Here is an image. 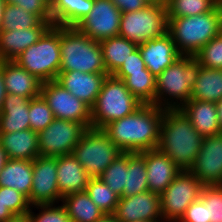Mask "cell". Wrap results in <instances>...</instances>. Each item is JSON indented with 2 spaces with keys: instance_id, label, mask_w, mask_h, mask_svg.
I'll list each match as a JSON object with an SVG mask.
<instances>
[{
  "instance_id": "17",
  "label": "cell",
  "mask_w": 222,
  "mask_h": 222,
  "mask_svg": "<svg viewBox=\"0 0 222 222\" xmlns=\"http://www.w3.org/2000/svg\"><path fill=\"white\" fill-rule=\"evenodd\" d=\"M107 75V73H84L77 70L60 71L56 81L92 108Z\"/></svg>"
},
{
  "instance_id": "34",
  "label": "cell",
  "mask_w": 222,
  "mask_h": 222,
  "mask_svg": "<svg viewBox=\"0 0 222 222\" xmlns=\"http://www.w3.org/2000/svg\"><path fill=\"white\" fill-rule=\"evenodd\" d=\"M219 0H167V18L189 17L212 11Z\"/></svg>"
},
{
  "instance_id": "8",
  "label": "cell",
  "mask_w": 222,
  "mask_h": 222,
  "mask_svg": "<svg viewBox=\"0 0 222 222\" xmlns=\"http://www.w3.org/2000/svg\"><path fill=\"white\" fill-rule=\"evenodd\" d=\"M122 153L102 129L91 127L84 132L72 154L91 178H99Z\"/></svg>"
},
{
  "instance_id": "54",
  "label": "cell",
  "mask_w": 222,
  "mask_h": 222,
  "mask_svg": "<svg viewBox=\"0 0 222 222\" xmlns=\"http://www.w3.org/2000/svg\"><path fill=\"white\" fill-rule=\"evenodd\" d=\"M135 222H163V221H135Z\"/></svg>"
},
{
  "instance_id": "2",
  "label": "cell",
  "mask_w": 222,
  "mask_h": 222,
  "mask_svg": "<svg viewBox=\"0 0 222 222\" xmlns=\"http://www.w3.org/2000/svg\"><path fill=\"white\" fill-rule=\"evenodd\" d=\"M203 137L180 109H165L158 149L181 171H189L201 150Z\"/></svg>"
},
{
  "instance_id": "26",
  "label": "cell",
  "mask_w": 222,
  "mask_h": 222,
  "mask_svg": "<svg viewBox=\"0 0 222 222\" xmlns=\"http://www.w3.org/2000/svg\"><path fill=\"white\" fill-rule=\"evenodd\" d=\"M33 160L8 159L0 173V186L14 188L24 194L30 203Z\"/></svg>"
},
{
  "instance_id": "23",
  "label": "cell",
  "mask_w": 222,
  "mask_h": 222,
  "mask_svg": "<svg viewBox=\"0 0 222 222\" xmlns=\"http://www.w3.org/2000/svg\"><path fill=\"white\" fill-rule=\"evenodd\" d=\"M3 76L7 93L32 99L41 95V82L15 61H3Z\"/></svg>"
},
{
  "instance_id": "46",
  "label": "cell",
  "mask_w": 222,
  "mask_h": 222,
  "mask_svg": "<svg viewBox=\"0 0 222 222\" xmlns=\"http://www.w3.org/2000/svg\"><path fill=\"white\" fill-rule=\"evenodd\" d=\"M7 90L3 76V61H0V113L2 111L3 102L6 98Z\"/></svg>"
},
{
  "instance_id": "10",
  "label": "cell",
  "mask_w": 222,
  "mask_h": 222,
  "mask_svg": "<svg viewBox=\"0 0 222 222\" xmlns=\"http://www.w3.org/2000/svg\"><path fill=\"white\" fill-rule=\"evenodd\" d=\"M203 187L190 171H181L160 194L163 222H179L187 207L200 198Z\"/></svg>"
},
{
  "instance_id": "42",
  "label": "cell",
  "mask_w": 222,
  "mask_h": 222,
  "mask_svg": "<svg viewBox=\"0 0 222 222\" xmlns=\"http://www.w3.org/2000/svg\"><path fill=\"white\" fill-rule=\"evenodd\" d=\"M5 4L22 7L25 11L37 15L42 21H52L47 0H5Z\"/></svg>"
},
{
  "instance_id": "9",
  "label": "cell",
  "mask_w": 222,
  "mask_h": 222,
  "mask_svg": "<svg viewBox=\"0 0 222 222\" xmlns=\"http://www.w3.org/2000/svg\"><path fill=\"white\" fill-rule=\"evenodd\" d=\"M167 31L166 5H146L143 9L121 14L119 36L137 45L162 37Z\"/></svg>"
},
{
  "instance_id": "13",
  "label": "cell",
  "mask_w": 222,
  "mask_h": 222,
  "mask_svg": "<svg viewBox=\"0 0 222 222\" xmlns=\"http://www.w3.org/2000/svg\"><path fill=\"white\" fill-rule=\"evenodd\" d=\"M121 14L111 0H94L90 13L75 28L92 40L101 42L119 35Z\"/></svg>"
},
{
  "instance_id": "27",
  "label": "cell",
  "mask_w": 222,
  "mask_h": 222,
  "mask_svg": "<svg viewBox=\"0 0 222 222\" xmlns=\"http://www.w3.org/2000/svg\"><path fill=\"white\" fill-rule=\"evenodd\" d=\"M94 6V0H54L50 4L52 24L75 27Z\"/></svg>"
},
{
  "instance_id": "37",
  "label": "cell",
  "mask_w": 222,
  "mask_h": 222,
  "mask_svg": "<svg viewBox=\"0 0 222 222\" xmlns=\"http://www.w3.org/2000/svg\"><path fill=\"white\" fill-rule=\"evenodd\" d=\"M28 116L30 129L37 133L44 130L55 119L52 110L42 95L30 99Z\"/></svg>"
},
{
  "instance_id": "19",
  "label": "cell",
  "mask_w": 222,
  "mask_h": 222,
  "mask_svg": "<svg viewBox=\"0 0 222 222\" xmlns=\"http://www.w3.org/2000/svg\"><path fill=\"white\" fill-rule=\"evenodd\" d=\"M140 153L145 157L149 190L160 195L181 170L159 149L145 150Z\"/></svg>"
},
{
  "instance_id": "48",
  "label": "cell",
  "mask_w": 222,
  "mask_h": 222,
  "mask_svg": "<svg viewBox=\"0 0 222 222\" xmlns=\"http://www.w3.org/2000/svg\"><path fill=\"white\" fill-rule=\"evenodd\" d=\"M7 160H8L7 154L4 148L0 145V173L3 167L5 166V163L7 162Z\"/></svg>"
},
{
  "instance_id": "11",
  "label": "cell",
  "mask_w": 222,
  "mask_h": 222,
  "mask_svg": "<svg viewBox=\"0 0 222 222\" xmlns=\"http://www.w3.org/2000/svg\"><path fill=\"white\" fill-rule=\"evenodd\" d=\"M87 129L84 124L55 118L38 133L40 156L59 157L72 154Z\"/></svg>"
},
{
  "instance_id": "40",
  "label": "cell",
  "mask_w": 222,
  "mask_h": 222,
  "mask_svg": "<svg viewBox=\"0 0 222 222\" xmlns=\"http://www.w3.org/2000/svg\"><path fill=\"white\" fill-rule=\"evenodd\" d=\"M31 207L27 213L30 222H72L62 204L61 206L59 205L57 207L56 204H36L34 206L32 205ZM33 207H37V210L41 209L39 210L41 212L35 215L31 210Z\"/></svg>"
},
{
  "instance_id": "25",
  "label": "cell",
  "mask_w": 222,
  "mask_h": 222,
  "mask_svg": "<svg viewBox=\"0 0 222 222\" xmlns=\"http://www.w3.org/2000/svg\"><path fill=\"white\" fill-rule=\"evenodd\" d=\"M0 145L4 148L8 159L34 160L40 155L38 133L30 128L0 133Z\"/></svg>"
},
{
  "instance_id": "16",
  "label": "cell",
  "mask_w": 222,
  "mask_h": 222,
  "mask_svg": "<svg viewBox=\"0 0 222 222\" xmlns=\"http://www.w3.org/2000/svg\"><path fill=\"white\" fill-rule=\"evenodd\" d=\"M113 215L119 222L162 221L160 195L148 190L120 197Z\"/></svg>"
},
{
  "instance_id": "18",
  "label": "cell",
  "mask_w": 222,
  "mask_h": 222,
  "mask_svg": "<svg viewBox=\"0 0 222 222\" xmlns=\"http://www.w3.org/2000/svg\"><path fill=\"white\" fill-rule=\"evenodd\" d=\"M138 47L146 68L155 77L182 56L168 32L162 37L143 42Z\"/></svg>"
},
{
  "instance_id": "49",
  "label": "cell",
  "mask_w": 222,
  "mask_h": 222,
  "mask_svg": "<svg viewBox=\"0 0 222 222\" xmlns=\"http://www.w3.org/2000/svg\"><path fill=\"white\" fill-rule=\"evenodd\" d=\"M216 107H217V114H218V119H219V126H220L221 131H222V99H220L216 103Z\"/></svg>"
},
{
  "instance_id": "7",
  "label": "cell",
  "mask_w": 222,
  "mask_h": 222,
  "mask_svg": "<svg viewBox=\"0 0 222 222\" xmlns=\"http://www.w3.org/2000/svg\"><path fill=\"white\" fill-rule=\"evenodd\" d=\"M14 61L43 83L56 80L61 64L60 26L51 25Z\"/></svg>"
},
{
  "instance_id": "5",
  "label": "cell",
  "mask_w": 222,
  "mask_h": 222,
  "mask_svg": "<svg viewBox=\"0 0 222 222\" xmlns=\"http://www.w3.org/2000/svg\"><path fill=\"white\" fill-rule=\"evenodd\" d=\"M60 71L106 73L99 42L75 27L60 26Z\"/></svg>"
},
{
  "instance_id": "44",
  "label": "cell",
  "mask_w": 222,
  "mask_h": 222,
  "mask_svg": "<svg viewBox=\"0 0 222 222\" xmlns=\"http://www.w3.org/2000/svg\"><path fill=\"white\" fill-rule=\"evenodd\" d=\"M145 68L146 65L138 47L115 73H137Z\"/></svg>"
},
{
  "instance_id": "51",
  "label": "cell",
  "mask_w": 222,
  "mask_h": 222,
  "mask_svg": "<svg viewBox=\"0 0 222 222\" xmlns=\"http://www.w3.org/2000/svg\"><path fill=\"white\" fill-rule=\"evenodd\" d=\"M96 222H119L113 214H105Z\"/></svg>"
},
{
  "instance_id": "53",
  "label": "cell",
  "mask_w": 222,
  "mask_h": 222,
  "mask_svg": "<svg viewBox=\"0 0 222 222\" xmlns=\"http://www.w3.org/2000/svg\"><path fill=\"white\" fill-rule=\"evenodd\" d=\"M4 6H5V0H0V27H1Z\"/></svg>"
},
{
  "instance_id": "29",
  "label": "cell",
  "mask_w": 222,
  "mask_h": 222,
  "mask_svg": "<svg viewBox=\"0 0 222 222\" xmlns=\"http://www.w3.org/2000/svg\"><path fill=\"white\" fill-rule=\"evenodd\" d=\"M99 44L108 75H113L122 66V63L130 57V54L138 48L136 43L130 42L119 35L105 39Z\"/></svg>"
},
{
  "instance_id": "20",
  "label": "cell",
  "mask_w": 222,
  "mask_h": 222,
  "mask_svg": "<svg viewBox=\"0 0 222 222\" xmlns=\"http://www.w3.org/2000/svg\"><path fill=\"white\" fill-rule=\"evenodd\" d=\"M51 25L52 21H41L34 28L0 31V61H14L35 44Z\"/></svg>"
},
{
  "instance_id": "38",
  "label": "cell",
  "mask_w": 222,
  "mask_h": 222,
  "mask_svg": "<svg viewBox=\"0 0 222 222\" xmlns=\"http://www.w3.org/2000/svg\"><path fill=\"white\" fill-rule=\"evenodd\" d=\"M194 58L205 68L222 69V32L203 46Z\"/></svg>"
},
{
  "instance_id": "28",
  "label": "cell",
  "mask_w": 222,
  "mask_h": 222,
  "mask_svg": "<svg viewBox=\"0 0 222 222\" xmlns=\"http://www.w3.org/2000/svg\"><path fill=\"white\" fill-rule=\"evenodd\" d=\"M61 202L72 222H96L105 215L86 191L68 194Z\"/></svg>"
},
{
  "instance_id": "1",
  "label": "cell",
  "mask_w": 222,
  "mask_h": 222,
  "mask_svg": "<svg viewBox=\"0 0 222 222\" xmlns=\"http://www.w3.org/2000/svg\"><path fill=\"white\" fill-rule=\"evenodd\" d=\"M164 110L153 104H143L132 114L108 123L102 130L122 152L158 149Z\"/></svg>"
},
{
  "instance_id": "31",
  "label": "cell",
  "mask_w": 222,
  "mask_h": 222,
  "mask_svg": "<svg viewBox=\"0 0 222 222\" xmlns=\"http://www.w3.org/2000/svg\"><path fill=\"white\" fill-rule=\"evenodd\" d=\"M122 79L130 91L142 104H154L156 94V77L145 68L137 73H114Z\"/></svg>"
},
{
  "instance_id": "33",
  "label": "cell",
  "mask_w": 222,
  "mask_h": 222,
  "mask_svg": "<svg viewBox=\"0 0 222 222\" xmlns=\"http://www.w3.org/2000/svg\"><path fill=\"white\" fill-rule=\"evenodd\" d=\"M42 20L22 7L5 4L0 31L19 30L36 27Z\"/></svg>"
},
{
  "instance_id": "41",
  "label": "cell",
  "mask_w": 222,
  "mask_h": 222,
  "mask_svg": "<svg viewBox=\"0 0 222 222\" xmlns=\"http://www.w3.org/2000/svg\"><path fill=\"white\" fill-rule=\"evenodd\" d=\"M0 200L15 216L26 215L31 207L28 198L14 188L0 186Z\"/></svg>"
},
{
  "instance_id": "6",
  "label": "cell",
  "mask_w": 222,
  "mask_h": 222,
  "mask_svg": "<svg viewBox=\"0 0 222 222\" xmlns=\"http://www.w3.org/2000/svg\"><path fill=\"white\" fill-rule=\"evenodd\" d=\"M141 105L122 79L107 75L91 108V127L102 129L108 123L132 114Z\"/></svg>"
},
{
  "instance_id": "32",
  "label": "cell",
  "mask_w": 222,
  "mask_h": 222,
  "mask_svg": "<svg viewBox=\"0 0 222 222\" xmlns=\"http://www.w3.org/2000/svg\"><path fill=\"white\" fill-rule=\"evenodd\" d=\"M148 190L145 157L140 152H128V171L122 197Z\"/></svg>"
},
{
  "instance_id": "14",
  "label": "cell",
  "mask_w": 222,
  "mask_h": 222,
  "mask_svg": "<svg viewBox=\"0 0 222 222\" xmlns=\"http://www.w3.org/2000/svg\"><path fill=\"white\" fill-rule=\"evenodd\" d=\"M57 183V157L38 156L33 160L30 204H55L62 200Z\"/></svg>"
},
{
  "instance_id": "22",
  "label": "cell",
  "mask_w": 222,
  "mask_h": 222,
  "mask_svg": "<svg viewBox=\"0 0 222 222\" xmlns=\"http://www.w3.org/2000/svg\"><path fill=\"white\" fill-rule=\"evenodd\" d=\"M180 110L203 138L222 132L219 126L216 103L190 98Z\"/></svg>"
},
{
  "instance_id": "24",
  "label": "cell",
  "mask_w": 222,
  "mask_h": 222,
  "mask_svg": "<svg viewBox=\"0 0 222 222\" xmlns=\"http://www.w3.org/2000/svg\"><path fill=\"white\" fill-rule=\"evenodd\" d=\"M29 101L27 97L7 93L0 113V133L30 128Z\"/></svg>"
},
{
  "instance_id": "45",
  "label": "cell",
  "mask_w": 222,
  "mask_h": 222,
  "mask_svg": "<svg viewBox=\"0 0 222 222\" xmlns=\"http://www.w3.org/2000/svg\"><path fill=\"white\" fill-rule=\"evenodd\" d=\"M121 13H128L143 9L148 5L144 0H111Z\"/></svg>"
},
{
  "instance_id": "3",
  "label": "cell",
  "mask_w": 222,
  "mask_h": 222,
  "mask_svg": "<svg viewBox=\"0 0 222 222\" xmlns=\"http://www.w3.org/2000/svg\"><path fill=\"white\" fill-rule=\"evenodd\" d=\"M168 33L183 56H194L222 32V5L212 11L189 17L167 18Z\"/></svg>"
},
{
  "instance_id": "52",
  "label": "cell",
  "mask_w": 222,
  "mask_h": 222,
  "mask_svg": "<svg viewBox=\"0 0 222 222\" xmlns=\"http://www.w3.org/2000/svg\"><path fill=\"white\" fill-rule=\"evenodd\" d=\"M148 5H166L167 0H144Z\"/></svg>"
},
{
  "instance_id": "4",
  "label": "cell",
  "mask_w": 222,
  "mask_h": 222,
  "mask_svg": "<svg viewBox=\"0 0 222 222\" xmlns=\"http://www.w3.org/2000/svg\"><path fill=\"white\" fill-rule=\"evenodd\" d=\"M199 70L200 64L194 56H180L156 77L153 105L162 109H180L191 98Z\"/></svg>"
},
{
  "instance_id": "15",
  "label": "cell",
  "mask_w": 222,
  "mask_h": 222,
  "mask_svg": "<svg viewBox=\"0 0 222 222\" xmlns=\"http://www.w3.org/2000/svg\"><path fill=\"white\" fill-rule=\"evenodd\" d=\"M204 186L222 185V132L204 137L189 170Z\"/></svg>"
},
{
  "instance_id": "50",
  "label": "cell",
  "mask_w": 222,
  "mask_h": 222,
  "mask_svg": "<svg viewBox=\"0 0 222 222\" xmlns=\"http://www.w3.org/2000/svg\"><path fill=\"white\" fill-rule=\"evenodd\" d=\"M5 222H30V219L28 215H22V216H15L10 220H7Z\"/></svg>"
},
{
  "instance_id": "30",
  "label": "cell",
  "mask_w": 222,
  "mask_h": 222,
  "mask_svg": "<svg viewBox=\"0 0 222 222\" xmlns=\"http://www.w3.org/2000/svg\"><path fill=\"white\" fill-rule=\"evenodd\" d=\"M191 99L217 103L222 99V69L200 66Z\"/></svg>"
},
{
  "instance_id": "35",
  "label": "cell",
  "mask_w": 222,
  "mask_h": 222,
  "mask_svg": "<svg viewBox=\"0 0 222 222\" xmlns=\"http://www.w3.org/2000/svg\"><path fill=\"white\" fill-rule=\"evenodd\" d=\"M85 191L104 214H114L120 197L100 178H91Z\"/></svg>"
},
{
  "instance_id": "39",
  "label": "cell",
  "mask_w": 222,
  "mask_h": 222,
  "mask_svg": "<svg viewBox=\"0 0 222 222\" xmlns=\"http://www.w3.org/2000/svg\"><path fill=\"white\" fill-rule=\"evenodd\" d=\"M199 199L206 207L208 222H222V185L204 186Z\"/></svg>"
},
{
  "instance_id": "36",
  "label": "cell",
  "mask_w": 222,
  "mask_h": 222,
  "mask_svg": "<svg viewBox=\"0 0 222 222\" xmlns=\"http://www.w3.org/2000/svg\"><path fill=\"white\" fill-rule=\"evenodd\" d=\"M128 171V152L120 154L99 177L114 193L122 197Z\"/></svg>"
},
{
  "instance_id": "12",
  "label": "cell",
  "mask_w": 222,
  "mask_h": 222,
  "mask_svg": "<svg viewBox=\"0 0 222 222\" xmlns=\"http://www.w3.org/2000/svg\"><path fill=\"white\" fill-rule=\"evenodd\" d=\"M41 95L52 110L54 118L75 121L91 128V108L56 80L44 82Z\"/></svg>"
},
{
  "instance_id": "47",
  "label": "cell",
  "mask_w": 222,
  "mask_h": 222,
  "mask_svg": "<svg viewBox=\"0 0 222 222\" xmlns=\"http://www.w3.org/2000/svg\"><path fill=\"white\" fill-rule=\"evenodd\" d=\"M15 215L0 200V222L12 219Z\"/></svg>"
},
{
  "instance_id": "43",
  "label": "cell",
  "mask_w": 222,
  "mask_h": 222,
  "mask_svg": "<svg viewBox=\"0 0 222 222\" xmlns=\"http://www.w3.org/2000/svg\"><path fill=\"white\" fill-rule=\"evenodd\" d=\"M179 222H208L204 203L200 199L192 202Z\"/></svg>"
},
{
  "instance_id": "21",
  "label": "cell",
  "mask_w": 222,
  "mask_h": 222,
  "mask_svg": "<svg viewBox=\"0 0 222 222\" xmlns=\"http://www.w3.org/2000/svg\"><path fill=\"white\" fill-rule=\"evenodd\" d=\"M90 179L73 154L57 157V183L62 197L85 191Z\"/></svg>"
}]
</instances>
